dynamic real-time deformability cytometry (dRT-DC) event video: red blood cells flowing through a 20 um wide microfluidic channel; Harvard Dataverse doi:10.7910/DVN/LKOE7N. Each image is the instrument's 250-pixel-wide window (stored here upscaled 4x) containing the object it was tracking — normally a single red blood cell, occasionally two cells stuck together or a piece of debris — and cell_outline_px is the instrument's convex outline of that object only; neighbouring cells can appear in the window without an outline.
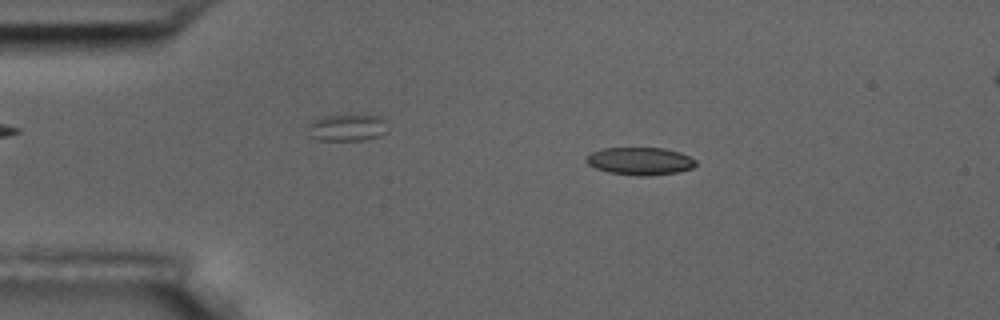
{"species": "common noctule bat (a hibernating species)", "species_latin": "Nyctalus noctula", "temperature_condition": "room temperature", "stored_images_in_passage": 5, "camera_frame_rate_fps": 3000, "um_per_image_px": 0.085, "animal": {"sex": "male", "body_mass_g": 17.5, "forearm_length_mm": 52.3}, "frame": {"image": 1, "passage_image": 3, "time_ms": 2.333, "image_size_px": [1000, 320], "cell_outline_px": [[696, 164], [692, 168], [676, 172], [644, 176], [636, 176], [608, 172], [596, 168], [588, 164], [584, 160], [584, 156], [592, 152], [604, 148], [664, 148], [680, 152], [696, 160]], "centroid_in_image_um": [54.37, 13.69], "position_along_channel_um": 30.6, "area_um2": 17.63}}